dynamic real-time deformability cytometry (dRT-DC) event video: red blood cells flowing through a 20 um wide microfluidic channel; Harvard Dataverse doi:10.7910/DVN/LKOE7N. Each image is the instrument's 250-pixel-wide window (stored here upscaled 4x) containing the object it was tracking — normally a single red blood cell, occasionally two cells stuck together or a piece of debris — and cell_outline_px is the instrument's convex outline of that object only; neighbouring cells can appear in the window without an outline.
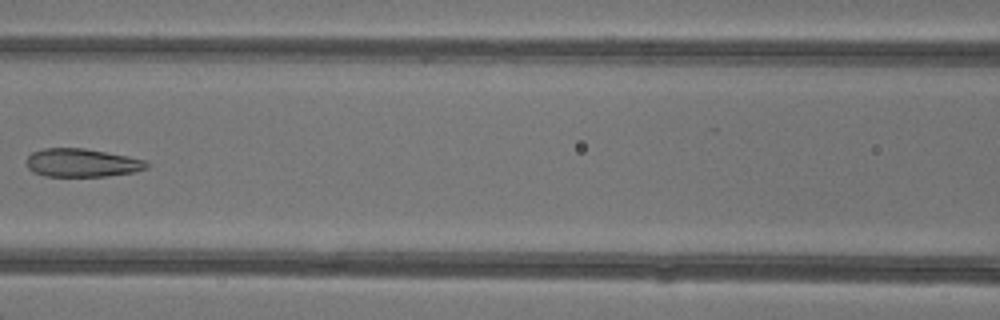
{"species": "common noctule bat (a hibernating species)", "species_latin": "Nyctalus noctula", "temperature_condition": "warm", "stored_images_in_passage": 7, "camera_frame_rate_fps": 3000, "um_per_image_px": 0.085, "animal": {"sex": "female"}, "frame": {"image": 1, "passage_image": 7, "time_ms": 7.0, "image_size_px": [1000, 320], "cell_outline_px": [[148, 168], [136, 172], [108, 176], [44, 176], [32, 172], [28, 168], [28, 156], [32, 152], [44, 148], [84, 148], [128, 156], [144, 160], [148, 164]], "centroid_in_image_um": [6.98, 13.84], "position_along_channel_um": 159.6, "area_um2": 19.83}}